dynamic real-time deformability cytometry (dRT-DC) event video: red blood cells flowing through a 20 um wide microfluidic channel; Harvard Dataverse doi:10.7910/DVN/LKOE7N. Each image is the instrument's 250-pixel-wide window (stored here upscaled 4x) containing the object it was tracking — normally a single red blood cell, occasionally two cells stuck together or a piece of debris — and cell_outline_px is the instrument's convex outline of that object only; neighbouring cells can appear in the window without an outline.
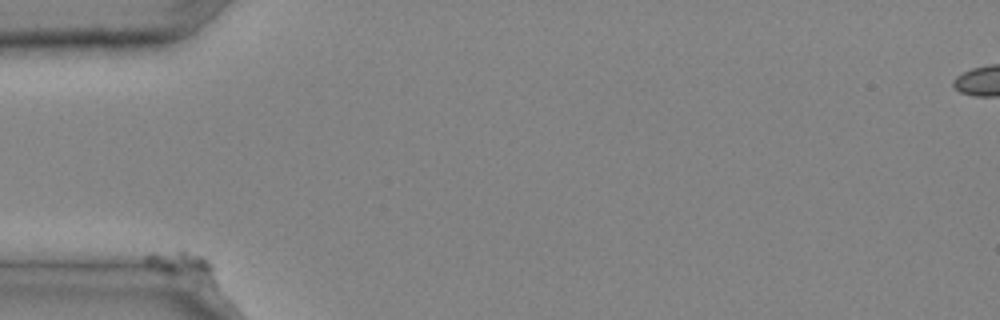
{"species": "common noctule bat (a hibernating species)", "species_latin": "Nyctalus noctula", "temperature_condition": "cold", "stored_images_in_passage": 13, "camera_frame_rate_fps": 3000, "um_per_image_px": 0.085, "animal": {"sex": "male", "body_mass_g": 20.4}, "frame": {"image": 1, "passage_image": 1, "time_ms": 0.0, "image_size_px": [1000, 320], "cell_outline_px": [[216, 288], [212, 288], [164, 272], [144, 264], [144, 256], [152, 252], [184, 252], [200, 256], [208, 260], [212, 264], [216, 280]], "centroid_in_image_um": [15.6, 22.66], "position_along_channel_um": 69.4, "area_um2": 11.5}}